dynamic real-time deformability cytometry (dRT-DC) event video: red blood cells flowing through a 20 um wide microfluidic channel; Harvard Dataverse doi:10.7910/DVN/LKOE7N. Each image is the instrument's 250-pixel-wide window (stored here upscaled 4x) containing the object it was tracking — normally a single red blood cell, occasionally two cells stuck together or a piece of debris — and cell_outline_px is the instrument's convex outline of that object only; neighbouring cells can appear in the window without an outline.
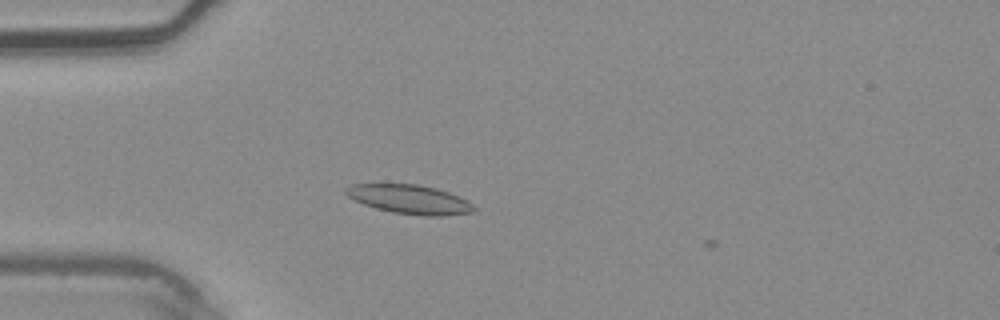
{"species": "common noctule bat (a hibernating species)", "species_latin": "Nyctalus noctula", "temperature_condition": "warm", "stored_images_in_passage": 1, "camera_frame_rate_fps": 3000, "um_per_image_px": 0.085, "animal": {"sex": "male", "body_mass_g": 20.4}, "frame": {"image": 1, "passage_image": 1, "time_ms": 0.0, "image_size_px": [1000, 320], "cell_outline_px": [[476, 212], [440, 216], [424, 216], [392, 212], [376, 208], [364, 204], [348, 196], [344, 192], [344, 188], [352, 184], [416, 184], [436, 188], [448, 192], [472, 204], [476, 208]], "centroid_in_image_um": [34.81, 16.95], "position_along_channel_um": 50.2, "area_um2": 21.5}}